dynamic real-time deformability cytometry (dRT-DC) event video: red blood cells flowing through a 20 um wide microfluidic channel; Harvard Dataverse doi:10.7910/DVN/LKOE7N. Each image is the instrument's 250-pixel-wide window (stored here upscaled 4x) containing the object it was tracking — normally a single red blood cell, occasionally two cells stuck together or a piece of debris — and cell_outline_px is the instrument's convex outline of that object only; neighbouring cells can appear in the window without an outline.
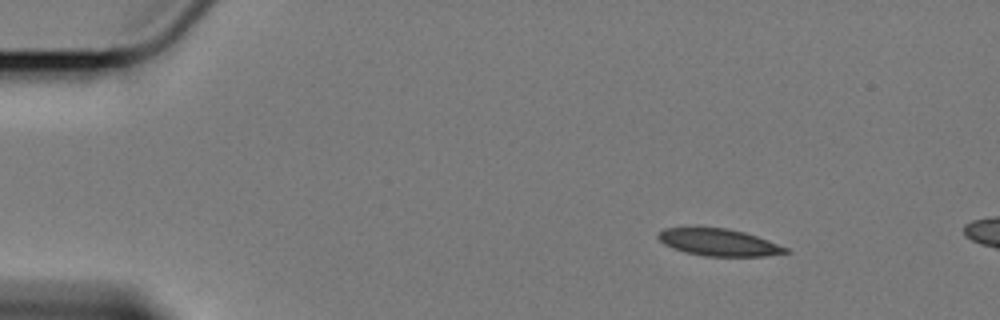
{"species": "Egyptian fruit bat (a non-hibernating species)", "species_latin": "Rousettus aegyptiacus", "temperature_condition": "cold", "stored_images_in_passage": 4, "segment_of_instrument_passage": [2, 2], "camera_frame_rate_fps": 3000, "um_per_image_px": 0.085, "animal": {"sex": "female"}, "frame": {"image": 1, "passage_image": 4, "time_ms": 1.0, "image_size_px": [1000, 320], "cell_outline_px": [[788, 252], [764, 256], [704, 256], [688, 252], [664, 244], [656, 236], [664, 228], [728, 228], [744, 232], [756, 236], [788, 248]], "centroid_in_image_um": [61.1, 20.6], "position_along_channel_um": 23.9, "area_um2": 19.59}}